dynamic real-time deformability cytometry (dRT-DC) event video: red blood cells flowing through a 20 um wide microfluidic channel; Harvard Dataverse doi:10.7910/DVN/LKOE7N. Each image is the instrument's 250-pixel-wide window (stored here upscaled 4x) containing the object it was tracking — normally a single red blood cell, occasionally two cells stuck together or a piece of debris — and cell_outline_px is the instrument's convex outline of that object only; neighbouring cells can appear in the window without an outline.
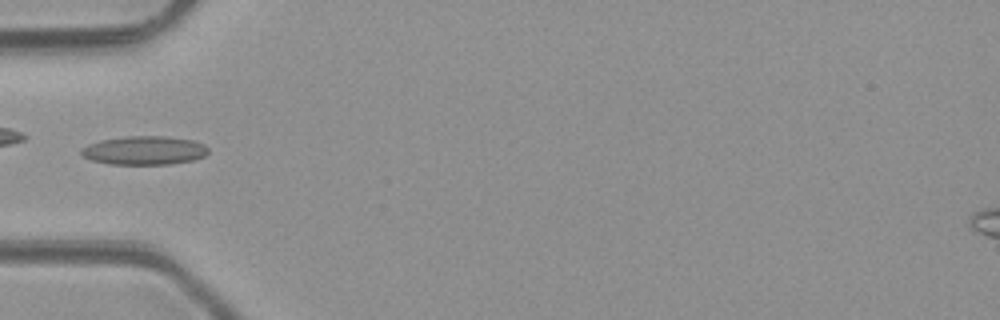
{"species": "common noctule bat (a hibernating species)", "species_latin": "Nyctalus noctula", "temperature_condition": "room temperature", "stored_images_in_passage": 5, "camera_frame_rate_fps": 3000, "um_per_image_px": 0.085, "animal": {"sex": "male", "body_mass_g": 23.1, "forearm_length_mm": 52.7}, "frame": {"image": 1, "passage_image": 4, "time_ms": 3.333, "image_size_px": [1000, 320], "cell_outline_px": [[208, 152], [204, 156], [192, 160], [172, 164], [112, 164], [92, 160], [84, 156], [80, 152], [80, 148], [88, 144], [100, 140], [124, 136], [164, 136], [192, 140], [204, 144], [208, 148]], "centroid_in_image_um": [12.26, 12.78], "position_along_channel_um": 72.7, "area_um2": 21.21}}
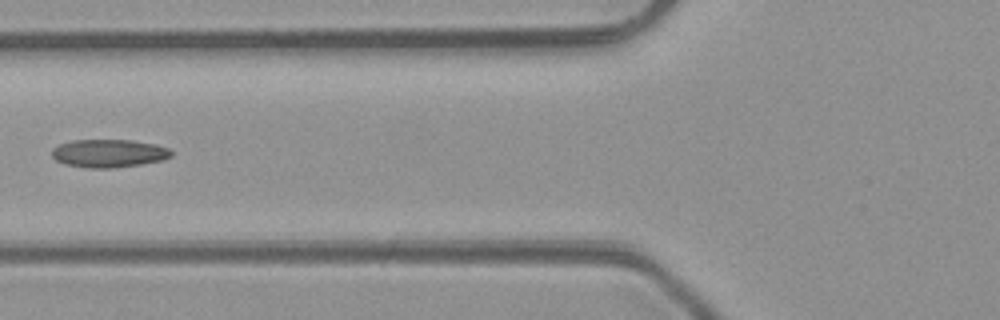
{"frame": {"image": 2, "passage_image": 5, "time_ms": 4.333, "image_size_px": [1000, 320], "cell_outline_px": [[172, 156], [160, 160], [140, 164], [112, 168], [88, 168], [64, 164], [56, 160], [52, 156], [52, 148], [60, 144], [72, 140], [132, 140], [152, 144], [168, 148], [172, 152]], "centroid_in_image_um": [9.2, 13.03], "position_along_channel_um": 116.6, "area_um2": 19.36}}